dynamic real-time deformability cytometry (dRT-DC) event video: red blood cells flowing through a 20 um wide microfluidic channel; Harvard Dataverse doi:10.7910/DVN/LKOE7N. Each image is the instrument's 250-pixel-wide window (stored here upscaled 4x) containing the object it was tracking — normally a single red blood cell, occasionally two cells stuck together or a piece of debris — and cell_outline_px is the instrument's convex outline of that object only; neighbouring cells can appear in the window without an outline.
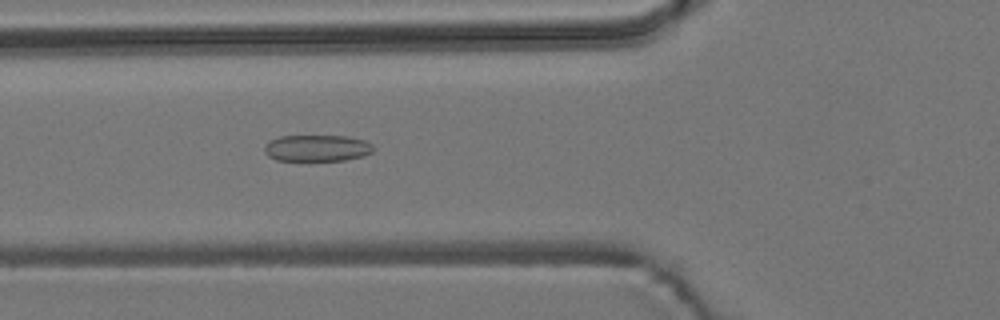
{"species": "common noctule bat (a hibernating species)", "species_latin": "Nyctalus noctula", "temperature_condition": "room temperature", "stored_images_in_passage": 54, "camera_frame_rate_fps": 3000, "um_per_image_px": 0.085, "animal": {"sex": "male", "body_mass_g": 19.2, "forearm_length_mm": 51.8}, "frame": {"image": 1, "passage_image": 19, "time_ms": 6.0, "image_size_px": [1000, 320], "cell_outline_px": [[376, 148], [372, 152], [364, 156], [344, 160], [276, 160], [268, 156], [264, 152], [264, 144], [280, 136], [348, 136], [364, 140], [372, 144]], "centroid_in_image_um": [26.97, 12.58], "position_along_channel_um": 98.8, "area_um2": 16.88}}
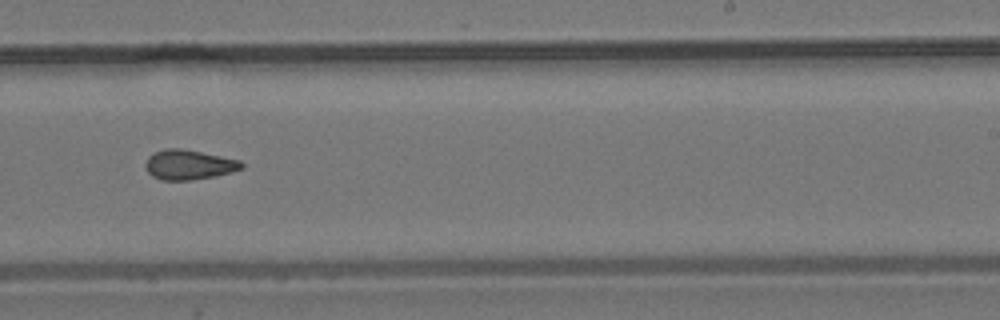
{"frame": {"image": 2, "passage_image": 33, "time_ms": 10.667, "image_size_px": [1000, 320], "cell_outline_px": [[244, 168], [232, 172], [192, 180], [160, 180], [152, 176], [148, 172], [144, 164], [148, 156], [164, 148], [180, 148], [240, 160], [244, 164]], "centroid_in_image_um": [16.03, 14.0], "position_along_channel_um": 273.0, "area_um2": 16.65}}
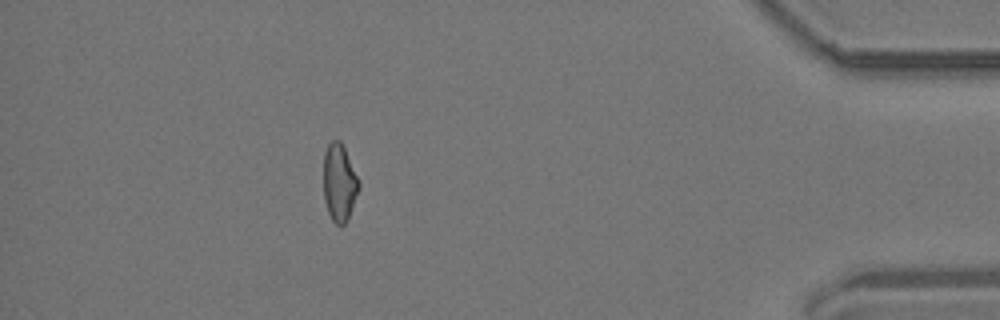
{"frame": {"image": 3, "passage_image": 48, "time_ms": 15.667, "image_size_px": [1000, 320], "cell_outline_px": [[360, 188], [348, 216], [344, 224], [340, 228], [332, 220], [328, 212], [324, 200], [324, 152], [328, 144], [332, 140], [340, 140], [360, 180]], "centroid_in_image_um": [28.84, 15.52], "position_along_channel_um": 406.4, "area_um2": 15.95}, "authors_computed_cell_mechanics": {"area_um2": 16.7042, "velocity_mm_per_s": 3.7218, "shape_relaxation_time_tau1_ms": null, "shape_relaxation_time_tau2_ms": 2.9201, "deformation_change_tau1": null, "deformation_change_tau2": 0.1043}}